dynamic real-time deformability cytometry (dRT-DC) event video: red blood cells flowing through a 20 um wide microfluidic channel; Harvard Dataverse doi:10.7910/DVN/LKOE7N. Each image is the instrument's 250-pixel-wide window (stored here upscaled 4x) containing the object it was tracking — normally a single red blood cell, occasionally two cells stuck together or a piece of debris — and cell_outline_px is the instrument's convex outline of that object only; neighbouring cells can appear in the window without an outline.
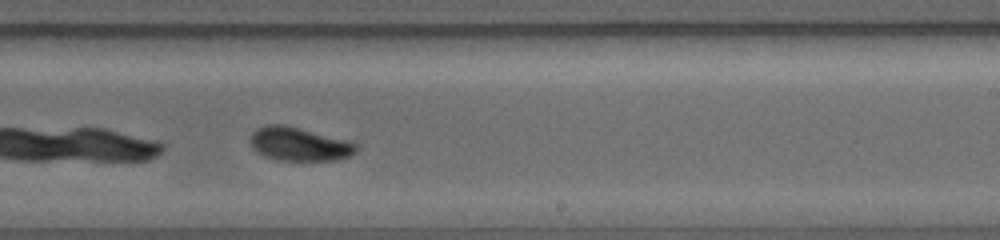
{"species": "common noctule bat (a hibernating species)", "species_latin": "Nyctalus noctula", "temperature_condition": "warm", "stored_images_in_passage": 24, "camera_frame_rate_fps": 5000, "um_per_image_px": 0.085, "animal": {"sex": "female", "body_mass_g": 19.0, "forearm_length_mm": 56.7}, "frame": {"image": 1, "passage_image": 14, "time_ms": 4.4, "image_size_px": [1000, 240], "cell_outline_px": [[360, 148], [356, 152], [348, 156], [336, 160], [276, 160], [264, 156], [256, 152], [252, 148], [248, 140], [252, 132], [256, 128], [268, 124], [284, 124], [348, 140], [360, 144]], "centroid_in_image_um": [25.42, 12.24], "position_along_channel_um": 263.6, "area_um2": 21.1}}